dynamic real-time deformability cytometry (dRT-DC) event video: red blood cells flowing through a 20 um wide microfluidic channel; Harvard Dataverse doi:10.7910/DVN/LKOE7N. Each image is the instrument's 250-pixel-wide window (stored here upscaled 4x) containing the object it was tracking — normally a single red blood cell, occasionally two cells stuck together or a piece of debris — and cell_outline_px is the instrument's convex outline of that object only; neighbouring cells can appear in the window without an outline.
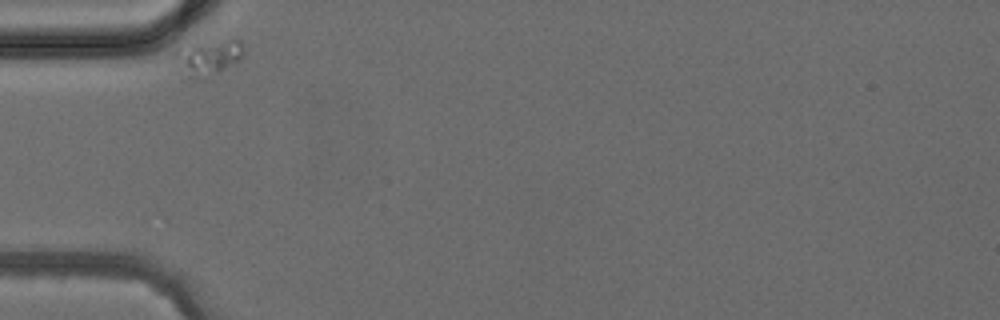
{"species": "common noctule bat (a hibernating species)", "species_latin": "Nyctalus noctula", "temperature_condition": "cold", "stored_images_in_passage": 8, "camera_frame_rate_fps": 3000, "um_per_image_px": 0.085, "animal": {"sex": "female", "body_mass_g": 24.6, "forearm_length_mm": 56.2}, "frame": {"image": 1, "passage_image": 1, "time_ms": 0.0, "image_size_px": [1000, 320], "cell_outline_px": [[244, 52], [236, 60], [220, 72], [196, 80], [188, 76], [172, 56], [180, 48], [192, 40], [236, 36], [244, 44]], "centroid_in_image_um": [17.72, 4.74], "position_along_channel_um": 67.3, "area_um2": 14.97}}